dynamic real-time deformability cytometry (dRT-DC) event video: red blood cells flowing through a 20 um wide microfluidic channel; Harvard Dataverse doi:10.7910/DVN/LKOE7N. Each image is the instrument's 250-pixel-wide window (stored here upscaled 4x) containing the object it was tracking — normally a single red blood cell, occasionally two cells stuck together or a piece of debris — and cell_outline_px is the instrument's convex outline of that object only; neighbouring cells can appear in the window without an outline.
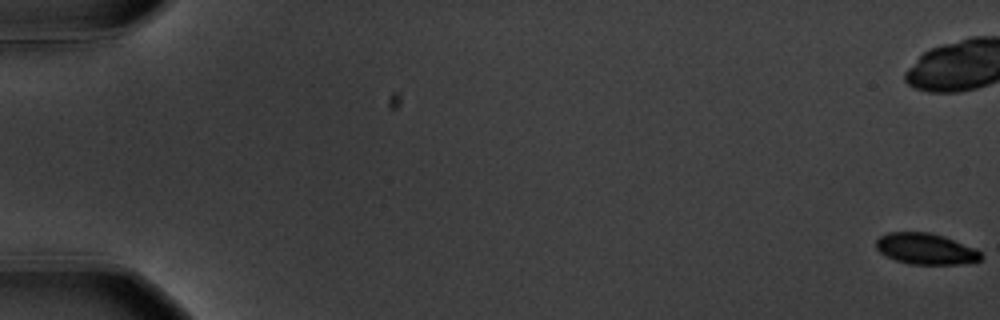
{"species": "common noctule bat (a hibernating species)", "species_latin": "Nyctalus noctula", "temperature_condition": "warm", "stored_images_in_passage": 60, "camera_frame_rate_fps": 3000, "um_per_image_px": 0.085, "animal": {"sex": "male", "body_mass_g": 20.1, "forearm_length_mm": 53.5}, "frame": {"image": 1, "passage_image": 1, "time_ms": 0.0, "image_size_px": [1000, 320], "cell_outline_px": [[984, 256], [980, 260], [956, 264], [912, 264], [896, 260], [880, 252], [876, 248], [876, 240], [880, 236], [888, 232], [928, 232], [944, 236], [976, 248]], "centroid_in_image_um": [78.7, 21.14], "position_along_channel_um": 6.3, "area_um2": 18.9}, "authors_computed_cell_mechanics": {"area_um2": 21.2993, "velocity_mm_per_s": 3.5763, "shape_relaxation_time_tau1_ms": 2.2702, "shape_relaxation_time_tau2_ms": 7.1412, "deformation_change_tau1": 0.1277, "deformation_change_tau2": 0.0638}}